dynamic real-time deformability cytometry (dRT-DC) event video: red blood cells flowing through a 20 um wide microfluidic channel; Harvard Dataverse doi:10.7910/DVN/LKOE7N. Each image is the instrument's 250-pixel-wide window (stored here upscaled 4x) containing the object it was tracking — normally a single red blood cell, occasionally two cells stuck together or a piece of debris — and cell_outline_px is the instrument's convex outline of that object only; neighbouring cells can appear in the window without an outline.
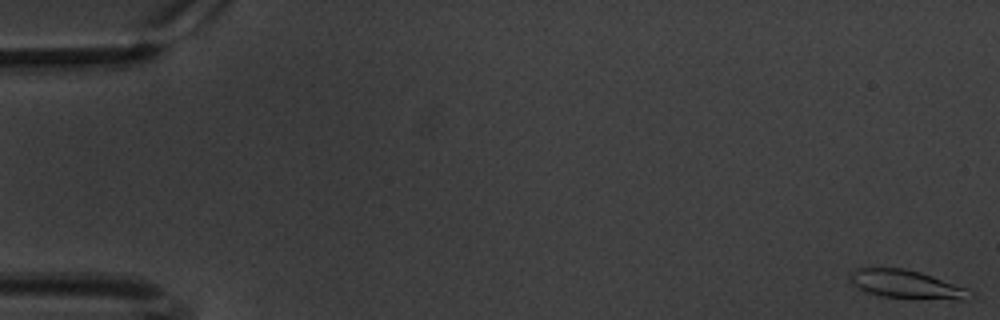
{"species": "common noctule bat (a hibernating species)", "species_latin": "Nyctalus noctula", "temperature_condition": "warm", "stored_images_in_passage": 61, "camera_frame_rate_fps": 3000, "um_per_image_px": 0.085, "animal": {"sex": "male", "body_mass_g": 20.1, "forearm_length_mm": 53.5}, "frame": {"image": 1, "passage_image": 1, "time_ms": 0.0, "image_size_px": [1000, 320], "cell_outline_px": [[972, 296], [968, 300], [912, 300], [880, 296], [868, 292], [860, 288], [848, 280], [848, 276], [856, 268], [904, 268], [920, 272], [968, 288]], "centroid_in_image_um": [77.09, 24.21], "position_along_channel_um": 7.9, "area_um2": 20.35}}
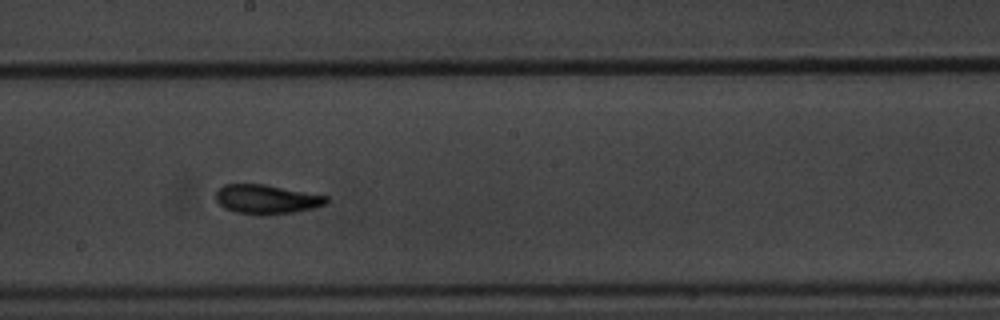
{"frame": {"image": 2, "passage_image": 34, "time_ms": 11.0, "image_size_px": [1000, 320], "cell_outline_px": [[328, 200], [324, 204], [316, 208], [296, 212], [264, 216], [260, 216], [236, 212], [224, 208], [216, 200], [216, 192], [224, 184], [264, 184], [328, 196]], "centroid_in_image_um": [22.66, 16.95], "position_along_channel_um": 225.5, "area_um2": 19.02}}
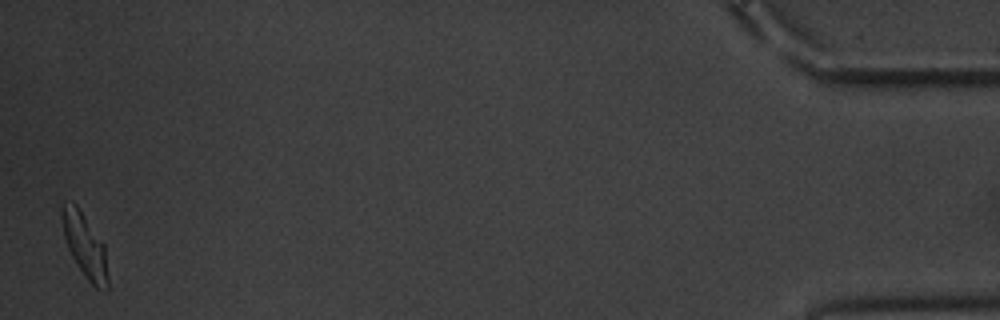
{"frame": {"image": 3, "passage_image": 60, "time_ms": 19.667, "image_size_px": [1000, 320], "cell_outline_px": [[108, 292], [104, 292], [96, 288], [84, 276], [76, 264], [68, 248], [64, 236], [60, 216], [60, 208], [72, 200], [76, 204], [104, 244], [108, 276]], "centroid_in_image_um": [7.21, 20.91], "position_along_channel_um": 428.0, "area_um2": 17.22}, "authors_computed_cell_mechanics": {"area_um2": 18.1492, "velocity_mm_per_s": 3.3486, "shape_relaxation_time_tau1_ms": 3.0569, "shape_relaxation_time_tau2_ms": 2.3369, "deformation_change_tau1": 0.1648, "deformation_change_tau2": 0.0932}}